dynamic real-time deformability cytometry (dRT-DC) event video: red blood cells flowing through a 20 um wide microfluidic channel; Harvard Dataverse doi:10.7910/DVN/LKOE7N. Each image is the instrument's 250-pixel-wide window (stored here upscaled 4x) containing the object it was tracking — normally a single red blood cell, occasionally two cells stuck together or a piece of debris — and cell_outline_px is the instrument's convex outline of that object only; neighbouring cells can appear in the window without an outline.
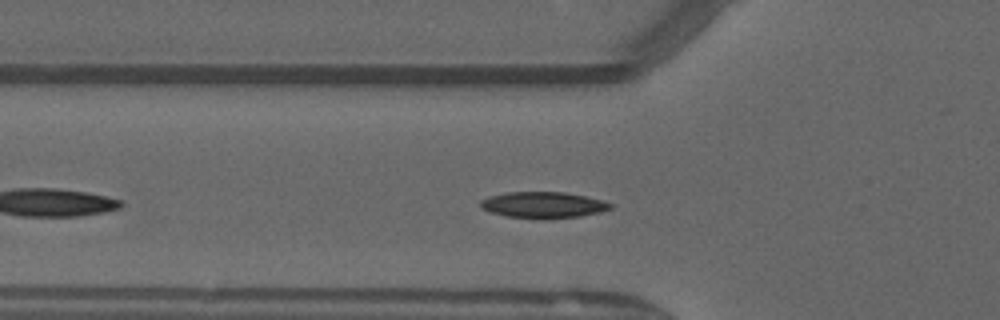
{"species": "common noctule bat (a hibernating species)", "species_latin": "Nyctalus noctula", "temperature_condition": "warm", "stored_images_in_passage": 31, "camera_frame_rate_fps": 3000, "um_per_image_px": 0.085, "animal": {"sex": "male", "forearm_length_mm": 52.5}, "frame": {"image": 1, "passage_image": 7, "time_ms": 2.0, "image_size_px": [1000, 320], "cell_outline_px": [[616, 208], [600, 212], [580, 216], [548, 220], [540, 220], [504, 216], [480, 208], [480, 200], [488, 196], [508, 192], [564, 192], [604, 200], [612, 204]], "centroid_in_image_um": [46.19, 17.44], "position_along_channel_um": 79.6, "area_um2": 20.35}}
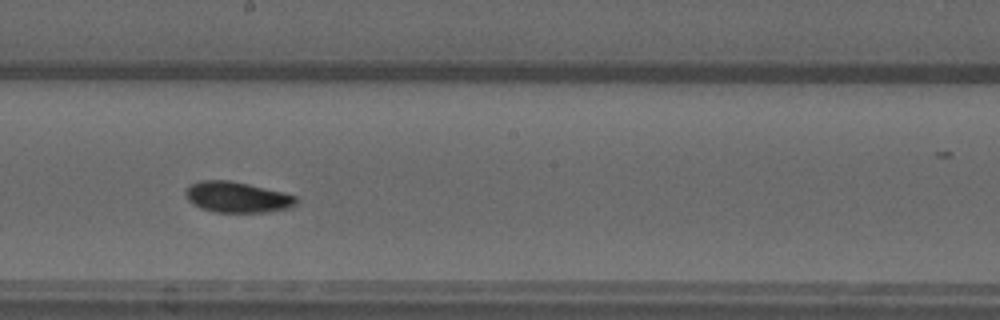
{"frame": {"image": 2, "passage_image": 18, "time_ms": 5.667, "image_size_px": [1000, 320], "cell_outline_px": [[300, 200], [296, 204], [288, 208], [268, 212], [216, 212], [200, 208], [192, 204], [188, 200], [184, 192], [192, 184], [200, 180], [232, 180], [296, 196]], "centroid_in_image_um": [20.15, 16.76], "position_along_channel_um": 228.1, "area_um2": 19.77}}
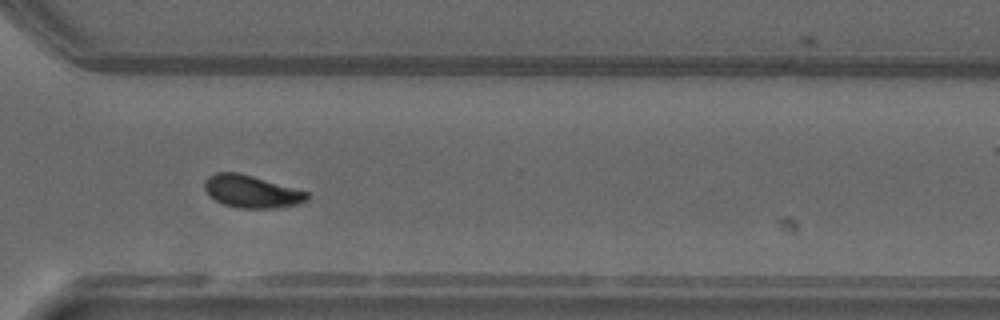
{"frame": {"image": 3, "passage_image": 27, "time_ms": 8.667, "image_size_px": [1000, 320], "cell_outline_px": [[308, 200], [296, 204], [276, 208], [236, 208], [224, 204], [208, 196], [204, 188], [204, 180], [208, 176], [216, 172], [236, 172], [252, 176], [308, 192]], "centroid_in_image_um": [21.33, 16.28], "position_along_channel_um": 349.3, "area_um2": 19.31}, "authors_computed_cell_mechanics": {"area_um2": 19.652, "velocity_mm_per_s": 4.0315, "shape_relaxation_time_tau1_ms": 4.5655, "shape_relaxation_time_tau2_ms": 2.542, "deformation_change_tau1": 0.1455, "deformation_change_tau2": 0.0594}}